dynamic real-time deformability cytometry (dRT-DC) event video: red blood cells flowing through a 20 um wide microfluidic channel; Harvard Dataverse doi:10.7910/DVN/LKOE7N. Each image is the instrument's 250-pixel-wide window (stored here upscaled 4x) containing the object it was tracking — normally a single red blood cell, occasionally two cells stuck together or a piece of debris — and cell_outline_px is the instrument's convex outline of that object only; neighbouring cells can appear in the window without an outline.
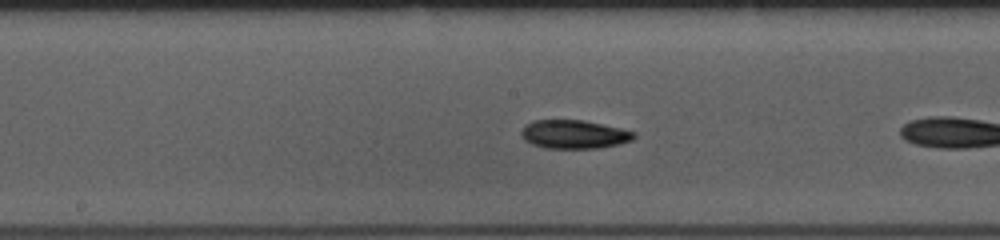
{"species": "common noctule bat (a hibernating species)", "species_latin": "Nyctalus noctula", "temperature_condition": "room temperature", "stored_images_in_passage": 38, "camera_frame_rate_fps": 3000, "um_per_image_px": 0.085, "animal": {"sex": "female", "body_mass_g": 10.0, "forearm_length_mm": 53.1}, "frame": {"image": 1, "passage_image": 12, "time_ms": 3.667, "image_size_px": [1000, 240], "cell_outline_px": [[636, 136], [632, 140], [620, 144], [596, 148], [548, 148], [532, 144], [524, 140], [520, 136], [520, 132], [532, 120], [584, 120], [620, 128], [636, 132]], "centroid_in_image_um": [48.8, 11.41], "position_along_channel_um": 199.4, "area_um2": 18.73}}
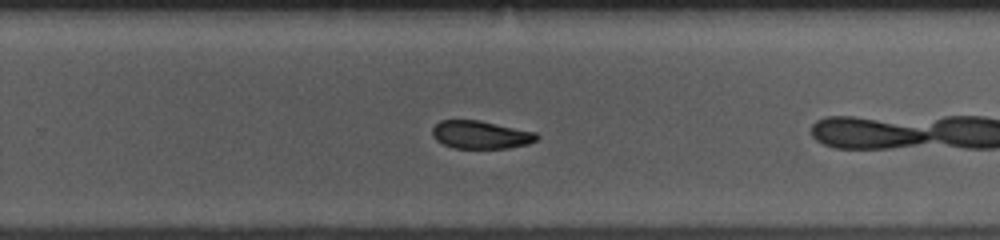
{"frame": {"image": 2, "passage_image": 19, "time_ms": 6.0, "image_size_px": [1000, 240], "cell_outline_px": [[540, 136], [536, 140], [528, 144], [508, 148], [452, 148], [436, 140], [432, 136], [432, 128], [440, 120], [480, 120], [536, 132]], "centroid_in_image_um": [40.86, 11.45], "position_along_channel_um": 288.9, "area_um2": 17.11}}
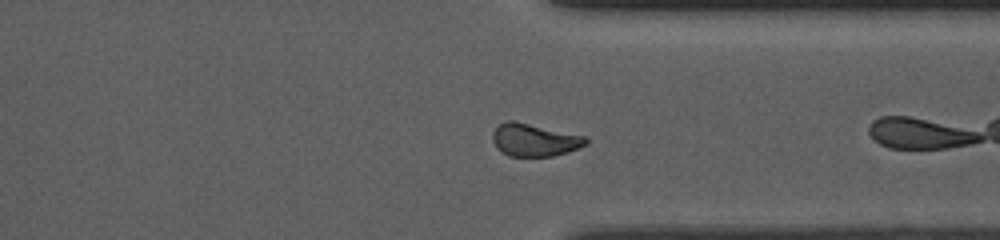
{"frame": {"image": 3, "passage_image": 25, "time_ms": 8.0, "image_size_px": [1000, 240], "cell_outline_px": [[588, 144], [552, 156], [508, 156], [496, 148], [492, 140], [492, 132], [504, 120], [512, 120], [588, 136]], "centroid_in_image_um": [45.41, 11.88], "position_along_channel_um": 366.0, "area_um2": 17.8}, "authors_computed_cell_mechanics": {"area_um2": 18.3226, "velocity_mm_per_s": 3.8522, "shape_relaxation_time_tau1_ms": 1.0047, "shape_relaxation_time_tau2_ms": 2.3872, "deformation_change_tau1": 0.2653, "deformation_change_tau2": 0.0814}}